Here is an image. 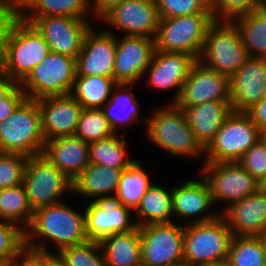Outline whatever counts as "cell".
<instances>
[{
    "label": "cell",
    "mask_w": 266,
    "mask_h": 266,
    "mask_svg": "<svg viewBox=\"0 0 266 266\" xmlns=\"http://www.w3.org/2000/svg\"><path fill=\"white\" fill-rule=\"evenodd\" d=\"M232 236L222 215L184 225V264L199 266L227 260Z\"/></svg>",
    "instance_id": "obj_6"
},
{
    "label": "cell",
    "mask_w": 266,
    "mask_h": 266,
    "mask_svg": "<svg viewBox=\"0 0 266 266\" xmlns=\"http://www.w3.org/2000/svg\"><path fill=\"white\" fill-rule=\"evenodd\" d=\"M116 85L113 77L76 75L70 94L83 109H102Z\"/></svg>",
    "instance_id": "obj_33"
},
{
    "label": "cell",
    "mask_w": 266,
    "mask_h": 266,
    "mask_svg": "<svg viewBox=\"0 0 266 266\" xmlns=\"http://www.w3.org/2000/svg\"><path fill=\"white\" fill-rule=\"evenodd\" d=\"M115 132L109 125L102 109H83L78 121L75 136L91 143L112 137Z\"/></svg>",
    "instance_id": "obj_37"
},
{
    "label": "cell",
    "mask_w": 266,
    "mask_h": 266,
    "mask_svg": "<svg viewBox=\"0 0 266 266\" xmlns=\"http://www.w3.org/2000/svg\"><path fill=\"white\" fill-rule=\"evenodd\" d=\"M199 173L209 185L216 208L222 203L219 206L220 212L261 188L260 183L238 162L203 163Z\"/></svg>",
    "instance_id": "obj_11"
},
{
    "label": "cell",
    "mask_w": 266,
    "mask_h": 266,
    "mask_svg": "<svg viewBox=\"0 0 266 266\" xmlns=\"http://www.w3.org/2000/svg\"><path fill=\"white\" fill-rule=\"evenodd\" d=\"M257 8L258 0H214L210 5L216 20L230 21Z\"/></svg>",
    "instance_id": "obj_43"
},
{
    "label": "cell",
    "mask_w": 266,
    "mask_h": 266,
    "mask_svg": "<svg viewBox=\"0 0 266 266\" xmlns=\"http://www.w3.org/2000/svg\"><path fill=\"white\" fill-rule=\"evenodd\" d=\"M26 98L18 84L4 99L0 100V122L7 119Z\"/></svg>",
    "instance_id": "obj_44"
},
{
    "label": "cell",
    "mask_w": 266,
    "mask_h": 266,
    "mask_svg": "<svg viewBox=\"0 0 266 266\" xmlns=\"http://www.w3.org/2000/svg\"><path fill=\"white\" fill-rule=\"evenodd\" d=\"M198 60L187 53L155 50L150 65L145 70L143 79L151 90H171L173 96L167 103H175L182 91V86L191 68ZM145 77V78H144Z\"/></svg>",
    "instance_id": "obj_16"
},
{
    "label": "cell",
    "mask_w": 266,
    "mask_h": 266,
    "mask_svg": "<svg viewBox=\"0 0 266 266\" xmlns=\"http://www.w3.org/2000/svg\"><path fill=\"white\" fill-rule=\"evenodd\" d=\"M93 25L86 33L76 59V75L113 77L116 35Z\"/></svg>",
    "instance_id": "obj_20"
},
{
    "label": "cell",
    "mask_w": 266,
    "mask_h": 266,
    "mask_svg": "<svg viewBox=\"0 0 266 266\" xmlns=\"http://www.w3.org/2000/svg\"><path fill=\"white\" fill-rule=\"evenodd\" d=\"M121 1L123 0H89V3L93 14L98 19L113 4Z\"/></svg>",
    "instance_id": "obj_47"
},
{
    "label": "cell",
    "mask_w": 266,
    "mask_h": 266,
    "mask_svg": "<svg viewBox=\"0 0 266 266\" xmlns=\"http://www.w3.org/2000/svg\"><path fill=\"white\" fill-rule=\"evenodd\" d=\"M261 244L264 249V260H265V266H266V232L263 235H260Z\"/></svg>",
    "instance_id": "obj_51"
},
{
    "label": "cell",
    "mask_w": 266,
    "mask_h": 266,
    "mask_svg": "<svg viewBox=\"0 0 266 266\" xmlns=\"http://www.w3.org/2000/svg\"><path fill=\"white\" fill-rule=\"evenodd\" d=\"M45 143L37 100L26 98L0 122V153L38 156L42 155Z\"/></svg>",
    "instance_id": "obj_4"
},
{
    "label": "cell",
    "mask_w": 266,
    "mask_h": 266,
    "mask_svg": "<svg viewBox=\"0 0 266 266\" xmlns=\"http://www.w3.org/2000/svg\"><path fill=\"white\" fill-rule=\"evenodd\" d=\"M76 74V58L50 51L20 86L32 100L66 95L73 89Z\"/></svg>",
    "instance_id": "obj_9"
},
{
    "label": "cell",
    "mask_w": 266,
    "mask_h": 266,
    "mask_svg": "<svg viewBox=\"0 0 266 266\" xmlns=\"http://www.w3.org/2000/svg\"><path fill=\"white\" fill-rule=\"evenodd\" d=\"M5 5V1L4 0H0V9Z\"/></svg>",
    "instance_id": "obj_53"
},
{
    "label": "cell",
    "mask_w": 266,
    "mask_h": 266,
    "mask_svg": "<svg viewBox=\"0 0 266 266\" xmlns=\"http://www.w3.org/2000/svg\"><path fill=\"white\" fill-rule=\"evenodd\" d=\"M199 266H231L230 263L227 260L215 262V263H209V264H203Z\"/></svg>",
    "instance_id": "obj_50"
},
{
    "label": "cell",
    "mask_w": 266,
    "mask_h": 266,
    "mask_svg": "<svg viewBox=\"0 0 266 266\" xmlns=\"http://www.w3.org/2000/svg\"><path fill=\"white\" fill-rule=\"evenodd\" d=\"M42 155L71 181L90 164L89 143L75 135L47 141Z\"/></svg>",
    "instance_id": "obj_24"
},
{
    "label": "cell",
    "mask_w": 266,
    "mask_h": 266,
    "mask_svg": "<svg viewBox=\"0 0 266 266\" xmlns=\"http://www.w3.org/2000/svg\"><path fill=\"white\" fill-rule=\"evenodd\" d=\"M18 84L0 71V100L4 99Z\"/></svg>",
    "instance_id": "obj_48"
},
{
    "label": "cell",
    "mask_w": 266,
    "mask_h": 266,
    "mask_svg": "<svg viewBox=\"0 0 266 266\" xmlns=\"http://www.w3.org/2000/svg\"><path fill=\"white\" fill-rule=\"evenodd\" d=\"M231 102L230 78L197 61L183 83L175 104L192 107L206 102Z\"/></svg>",
    "instance_id": "obj_19"
},
{
    "label": "cell",
    "mask_w": 266,
    "mask_h": 266,
    "mask_svg": "<svg viewBox=\"0 0 266 266\" xmlns=\"http://www.w3.org/2000/svg\"><path fill=\"white\" fill-rule=\"evenodd\" d=\"M134 87L135 85L117 84L112 89L109 100L102 107L115 134L122 130V134L126 135V130L136 123L144 122L143 124L147 125L148 115H141V104L132 91Z\"/></svg>",
    "instance_id": "obj_27"
},
{
    "label": "cell",
    "mask_w": 266,
    "mask_h": 266,
    "mask_svg": "<svg viewBox=\"0 0 266 266\" xmlns=\"http://www.w3.org/2000/svg\"><path fill=\"white\" fill-rule=\"evenodd\" d=\"M123 169L89 164L72 181V195L93 200L97 197L114 196L117 193Z\"/></svg>",
    "instance_id": "obj_28"
},
{
    "label": "cell",
    "mask_w": 266,
    "mask_h": 266,
    "mask_svg": "<svg viewBox=\"0 0 266 266\" xmlns=\"http://www.w3.org/2000/svg\"><path fill=\"white\" fill-rule=\"evenodd\" d=\"M238 163L262 185L266 180V140L262 137Z\"/></svg>",
    "instance_id": "obj_42"
},
{
    "label": "cell",
    "mask_w": 266,
    "mask_h": 266,
    "mask_svg": "<svg viewBox=\"0 0 266 266\" xmlns=\"http://www.w3.org/2000/svg\"><path fill=\"white\" fill-rule=\"evenodd\" d=\"M37 102L46 142L75 135L83 107L71 94L44 97Z\"/></svg>",
    "instance_id": "obj_21"
},
{
    "label": "cell",
    "mask_w": 266,
    "mask_h": 266,
    "mask_svg": "<svg viewBox=\"0 0 266 266\" xmlns=\"http://www.w3.org/2000/svg\"><path fill=\"white\" fill-rule=\"evenodd\" d=\"M248 57L235 24L230 20H216L208 29L198 61L231 78Z\"/></svg>",
    "instance_id": "obj_5"
},
{
    "label": "cell",
    "mask_w": 266,
    "mask_h": 266,
    "mask_svg": "<svg viewBox=\"0 0 266 266\" xmlns=\"http://www.w3.org/2000/svg\"><path fill=\"white\" fill-rule=\"evenodd\" d=\"M43 266H67L58 252H43Z\"/></svg>",
    "instance_id": "obj_49"
},
{
    "label": "cell",
    "mask_w": 266,
    "mask_h": 266,
    "mask_svg": "<svg viewBox=\"0 0 266 266\" xmlns=\"http://www.w3.org/2000/svg\"><path fill=\"white\" fill-rule=\"evenodd\" d=\"M215 21L213 13L160 19L155 50L187 53L198 60L208 29Z\"/></svg>",
    "instance_id": "obj_7"
},
{
    "label": "cell",
    "mask_w": 266,
    "mask_h": 266,
    "mask_svg": "<svg viewBox=\"0 0 266 266\" xmlns=\"http://www.w3.org/2000/svg\"><path fill=\"white\" fill-rule=\"evenodd\" d=\"M50 52L42 35L6 4L0 9V71L21 84Z\"/></svg>",
    "instance_id": "obj_1"
},
{
    "label": "cell",
    "mask_w": 266,
    "mask_h": 266,
    "mask_svg": "<svg viewBox=\"0 0 266 266\" xmlns=\"http://www.w3.org/2000/svg\"><path fill=\"white\" fill-rule=\"evenodd\" d=\"M33 214L24 184L0 190V219L15 223L25 231Z\"/></svg>",
    "instance_id": "obj_35"
},
{
    "label": "cell",
    "mask_w": 266,
    "mask_h": 266,
    "mask_svg": "<svg viewBox=\"0 0 266 266\" xmlns=\"http://www.w3.org/2000/svg\"><path fill=\"white\" fill-rule=\"evenodd\" d=\"M195 179H185L178 186L172 187L174 222L179 221L181 223L184 221L182 222L184 225L201 223L221 215L213 203L210 188L205 178L200 173L199 180Z\"/></svg>",
    "instance_id": "obj_15"
},
{
    "label": "cell",
    "mask_w": 266,
    "mask_h": 266,
    "mask_svg": "<svg viewBox=\"0 0 266 266\" xmlns=\"http://www.w3.org/2000/svg\"><path fill=\"white\" fill-rule=\"evenodd\" d=\"M28 156L0 153V190L23 184Z\"/></svg>",
    "instance_id": "obj_40"
},
{
    "label": "cell",
    "mask_w": 266,
    "mask_h": 266,
    "mask_svg": "<svg viewBox=\"0 0 266 266\" xmlns=\"http://www.w3.org/2000/svg\"><path fill=\"white\" fill-rule=\"evenodd\" d=\"M70 204L63 201L35 210L24 231L25 246L37 251L59 252L62 248L87 242L84 209L80 212ZM49 243H53L56 251L50 250Z\"/></svg>",
    "instance_id": "obj_2"
},
{
    "label": "cell",
    "mask_w": 266,
    "mask_h": 266,
    "mask_svg": "<svg viewBox=\"0 0 266 266\" xmlns=\"http://www.w3.org/2000/svg\"><path fill=\"white\" fill-rule=\"evenodd\" d=\"M262 137L246 112L233 111L204 149V163L238 162Z\"/></svg>",
    "instance_id": "obj_8"
},
{
    "label": "cell",
    "mask_w": 266,
    "mask_h": 266,
    "mask_svg": "<svg viewBox=\"0 0 266 266\" xmlns=\"http://www.w3.org/2000/svg\"><path fill=\"white\" fill-rule=\"evenodd\" d=\"M263 138L266 140V131L263 133Z\"/></svg>",
    "instance_id": "obj_57"
},
{
    "label": "cell",
    "mask_w": 266,
    "mask_h": 266,
    "mask_svg": "<svg viewBox=\"0 0 266 266\" xmlns=\"http://www.w3.org/2000/svg\"><path fill=\"white\" fill-rule=\"evenodd\" d=\"M87 203L83 208L86 233L90 241L100 243L110 235L130 232L137 227L132 216L134 212L115 195L97 197Z\"/></svg>",
    "instance_id": "obj_14"
},
{
    "label": "cell",
    "mask_w": 266,
    "mask_h": 266,
    "mask_svg": "<svg viewBox=\"0 0 266 266\" xmlns=\"http://www.w3.org/2000/svg\"><path fill=\"white\" fill-rule=\"evenodd\" d=\"M23 184L33 211L61 203L72 194V181L43 155L28 158Z\"/></svg>",
    "instance_id": "obj_10"
},
{
    "label": "cell",
    "mask_w": 266,
    "mask_h": 266,
    "mask_svg": "<svg viewBox=\"0 0 266 266\" xmlns=\"http://www.w3.org/2000/svg\"><path fill=\"white\" fill-rule=\"evenodd\" d=\"M116 35L113 80L116 84H139L155 52V39ZM120 37V38H119Z\"/></svg>",
    "instance_id": "obj_18"
},
{
    "label": "cell",
    "mask_w": 266,
    "mask_h": 266,
    "mask_svg": "<svg viewBox=\"0 0 266 266\" xmlns=\"http://www.w3.org/2000/svg\"><path fill=\"white\" fill-rule=\"evenodd\" d=\"M143 163L137 159L122 171L115 195L124 206L130 208L133 212L139 206L143 195L154 184L151 180V174L148 173L145 163Z\"/></svg>",
    "instance_id": "obj_32"
},
{
    "label": "cell",
    "mask_w": 266,
    "mask_h": 266,
    "mask_svg": "<svg viewBox=\"0 0 266 266\" xmlns=\"http://www.w3.org/2000/svg\"><path fill=\"white\" fill-rule=\"evenodd\" d=\"M67 266H107L99 242L85 243L62 248L58 252Z\"/></svg>",
    "instance_id": "obj_38"
},
{
    "label": "cell",
    "mask_w": 266,
    "mask_h": 266,
    "mask_svg": "<svg viewBox=\"0 0 266 266\" xmlns=\"http://www.w3.org/2000/svg\"><path fill=\"white\" fill-rule=\"evenodd\" d=\"M262 188L266 189V180L265 182L261 185Z\"/></svg>",
    "instance_id": "obj_56"
},
{
    "label": "cell",
    "mask_w": 266,
    "mask_h": 266,
    "mask_svg": "<svg viewBox=\"0 0 266 266\" xmlns=\"http://www.w3.org/2000/svg\"><path fill=\"white\" fill-rule=\"evenodd\" d=\"M5 4L23 21L31 23L36 17L69 16L98 20L93 14L89 0H4Z\"/></svg>",
    "instance_id": "obj_25"
},
{
    "label": "cell",
    "mask_w": 266,
    "mask_h": 266,
    "mask_svg": "<svg viewBox=\"0 0 266 266\" xmlns=\"http://www.w3.org/2000/svg\"><path fill=\"white\" fill-rule=\"evenodd\" d=\"M160 19L197 13H213L205 0H155Z\"/></svg>",
    "instance_id": "obj_41"
},
{
    "label": "cell",
    "mask_w": 266,
    "mask_h": 266,
    "mask_svg": "<svg viewBox=\"0 0 266 266\" xmlns=\"http://www.w3.org/2000/svg\"><path fill=\"white\" fill-rule=\"evenodd\" d=\"M186 124L205 149L213 140L226 118L233 112L231 102H206L192 107H179Z\"/></svg>",
    "instance_id": "obj_26"
},
{
    "label": "cell",
    "mask_w": 266,
    "mask_h": 266,
    "mask_svg": "<svg viewBox=\"0 0 266 266\" xmlns=\"http://www.w3.org/2000/svg\"><path fill=\"white\" fill-rule=\"evenodd\" d=\"M107 266H142L138 226L124 233H117L100 242Z\"/></svg>",
    "instance_id": "obj_30"
},
{
    "label": "cell",
    "mask_w": 266,
    "mask_h": 266,
    "mask_svg": "<svg viewBox=\"0 0 266 266\" xmlns=\"http://www.w3.org/2000/svg\"><path fill=\"white\" fill-rule=\"evenodd\" d=\"M246 113L257 128L264 133L266 131V97L254 104Z\"/></svg>",
    "instance_id": "obj_46"
},
{
    "label": "cell",
    "mask_w": 266,
    "mask_h": 266,
    "mask_svg": "<svg viewBox=\"0 0 266 266\" xmlns=\"http://www.w3.org/2000/svg\"><path fill=\"white\" fill-rule=\"evenodd\" d=\"M227 261L231 266H265L259 236H232Z\"/></svg>",
    "instance_id": "obj_36"
},
{
    "label": "cell",
    "mask_w": 266,
    "mask_h": 266,
    "mask_svg": "<svg viewBox=\"0 0 266 266\" xmlns=\"http://www.w3.org/2000/svg\"><path fill=\"white\" fill-rule=\"evenodd\" d=\"M120 134L89 143L90 163L125 170L137 160L128 153L126 135Z\"/></svg>",
    "instance_id": "obj_34"
},
{
    "label": "cell",
    "mask_w": 266,
    "mask_h": 266,
    "mask_svg": "<svg viewBox=\"0 0 266 266\" xmlns=\"http://www.w3.org/2000/svg\"><path fill=\"white\" fill-rule=\"evenodd\" d=\"M136 225L172 223V188L154 184L143 195L139 206L134 211ZM136 216V217H135Z\"/></svg>",
    "instance_id": "obj_29"
},
{
    "label": "cell",
    "mask_w": 266,
    "mask_h": 266,
    "mask_svg": "<svg viewBox=\"0 0 266 266\" xmlns=\"http://www.w3.org/2000/svg\"><path fill=\"white\" fill-rule=\"evenodd\" d=\"M138 229L142 266L184 264L183 224H147L139 226Z\"/></svg>",
    "instance_id": "obj_12"
},
{
    "label": "cell",
    "mask_w": 266,
    "mask_h": 266,
    "mask_svg": "<svg viewBox=\"0 0 266 266\" xmlns=\"http://www.w3.org/2000/svg\"><path fill=\"white\" fill-rule=\"evenodd\" d=\"M144 134L146 140L159 150L173 157L201 158L204 163V148L196 140L192 129L186 124L181 109L175 103L159 105L148 115ZM148 138V139H147Z\"/></svg>",
    "instance_id": "obj_3"
},
{
    "label": "cell",
    "mask_w": 266,
    "mask_h": 266,
    "mask_svg": "<svg viewBox=\"0 0 266 266\" xmlns=\"http://www.w3.org/2000/svg\"><path fill=\"white\" fill-rule=\"evenodd\" d=\"M172 266H191V265H186V264H176V265H172Z\"/></svg>",
    "instance_id": "obj_54"
},
{
    "label": "cell",
    "mask_w": 266,
    "mask_h": 266,
    "mask_svg": "<svg viewBox=\"0 0 266 266\" xmlns=\"http://www.w3.org/2000/svg\"><path fill=\"white\" fill-rule=\"evenodd\" d=\"M31 24L46 40L50 51L76 59L86 33L93 26L88 19L57 15L36 17Z\"/></svg>",
    "instance_id": "obj_17"
},
{
    "label": "cell",
    "mask_w": 266,
    "mask_h": 266,
    "mask_svg": "<svg viewBox=\"0 0 266 266\" xmlns=\"http://www.w3.org/2000/svg\"><path fill=\"white\" fill-rule=\"evenodd\" d=\"M266 58L249 56L230 78L233 111L246 112L265 97Z\"/></svg>",
    "instance_id": "obj_22"
},
{
    "label": "cell",
    "mask_w": 266,
    "mask_h": 266,
    "mask_svg": "<svg viewBox=\"0 0 266 266\" xmlns=\"http://www.w3.org/2000/svg\"><path fill=\"white\" fill-rule=\"evenodd\" d=\"M24 247V230L15 223L0 219V265L6 266Z\"/></svg>",
    "instance_id": "obj_39"
},
{
    "label": "cell",
    "mask_w": 266,
    "mask_h": 266,
    "mask_svg": "<svg viewBox=\"0 0 266 266\" xmlns=\"http://www.w3.org/2000/svg\"><path fill=\"white\" fill-rule=\"evenodd\" d=\"M237 27L247 53L266 58V7H259L231 20Z\"/></svg>",
    "instance_id": "obj_31"
},
{
    "label": "cell",
    "mask_w": 266,
    "mask_h": 266,
    "mask_svg": "<svg viewBox=\"0 0 266 266\" xmlns=\"http://www.w3.org/2000/svg\"><path fill=\"white\" fill-rule=\"evenodd\" d=\"M105 31L122 36L150 37L155 39L159 14L155 0H123L113 4L99 18ZM116 31V32H114Z\"/></svg>",
    "instance_id": "obj_13"
},
{
    "label": "cell",
    "mask_w": 266,
    "mask_h": 266,
    "mask_svg": "<svg viewBox=\"0 0 266 266\" xmlns=\"http://www.w3.org/2000/svg\"><path fill=\"white\" fill-rule=\"evenodd\" d=\"M6 266H43V251L25 246Z\"/></svg>",
    "instance_id": "obj_45"
},
{
    "label": "cell",
    "mask_w": 266,
    "mask_h": 266,
    "mask_svg": "<svg viewBox=\"0 0 266 266\" xmlns=\"http://www.w3.org/2000/svg\"><path fill=\"white\" fill-rule=\"evenodd\" d=\"M209 5L213 3L214 0H205Z\"/></svg>",
    "instance_id": "obj_55"
},
{
    "label": "cell",
    "mask_w": 266,
    "mask_h": 266,
    "mask_svg": "<svg viewBox=\"0 0 266 266\" xmlns=\"http://www.w3.org/2000/svg\"><path fill=\"white\" fill-rule=\"evenodd\" d=\"M233 236H260L266 232V189L259 188L221 212Z\"/></svg>",
    "instance_id": "obj_23"
},
{
    "label": "cell",
    "mask_w": 266,
    "mask_h": 266,
    "mask_svg": "<svg viewBox=\"0 0 266 266\" xmlns=\"http://www.w3.org/2000/svg\"><path fill=\"white\" fill-rule=\"evenodd\" d=\"M259 7H266V0H258Z\"/></svg>",
    "instance_id": "obj_52"
}]
</instances>
